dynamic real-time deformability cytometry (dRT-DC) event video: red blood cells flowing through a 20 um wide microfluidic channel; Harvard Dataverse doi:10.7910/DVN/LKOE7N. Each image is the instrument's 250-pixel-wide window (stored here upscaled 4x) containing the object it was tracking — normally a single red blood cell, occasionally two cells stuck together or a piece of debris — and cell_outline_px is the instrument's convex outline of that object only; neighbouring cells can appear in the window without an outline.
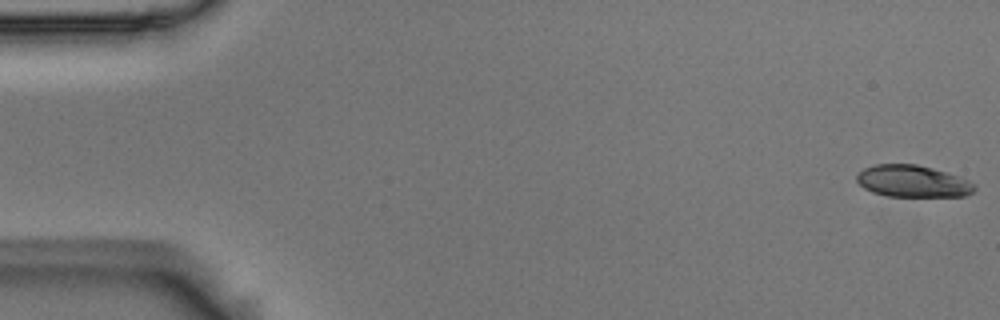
{"species": "Egyptian fruit bat (a non-hibernating species)", "species_latin": "Rousettus aegyptiacus", "temperature_condition": "room temperature", "stored_images_in_passage": 10, "camera_frame_rate_fps": 3000, "um_per_image_px": 0.085, "animal": {"sex": "male"}, "frame": {"image": 1, "passage_image": 1, "time_ms": 0.0, "image_size_px": [1000, 320], "cell_outline_px": [[976, 188], [972, 192], [964, 196], [888, 196], [872, 192], [864, 188], [856, 180], [856, 176], [864, 168], [876, 164], [916, 164], [932, 168], [968, 180], [976, 184]], "centroid_in_image_um": [77.56, 15.41], "position_along_channel_um": 7.4, "area_um2": 21.68}}
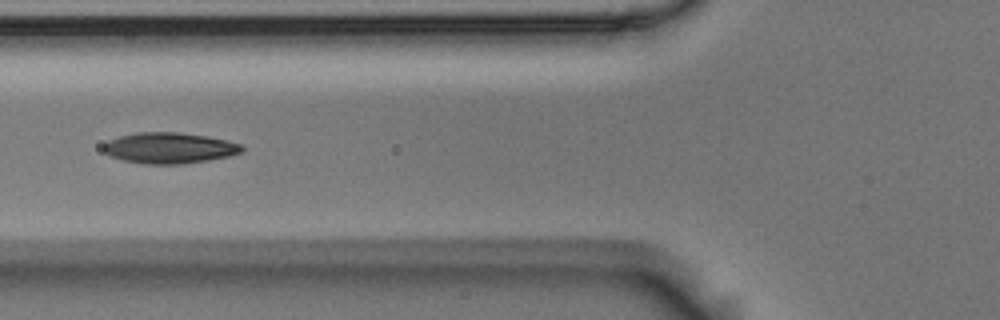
{"frame": {"image": 2, "passage_image": 6, "time_ms": 1.667, "image_size_px": [1000, 320], "cell_outline_px": [[244, 152], [228, 156], [208, 160], [180, 164], [144, 164], [124, 160], [108, 156], [104, 152], [104, 144], [108, 140], [120, 136], [136, 132], [180, 132], [208, 136], [240, 144], [244, 148]], "centroid_in_image_um": [14.38, 12.57], "position_along_channel_um": 111.4, "area_um2": 24.97}}
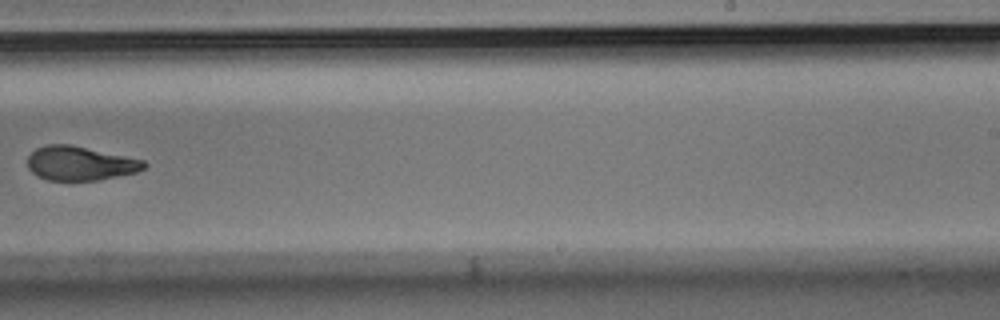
{"frame": {"image": 3, "passage_image": 10, "time_ms": 3.0, "image_size_px": [1000, 320], "cell_outline_px": [[148, 164], [144, 168], [136, 172], [96, 180], [48, 180], [36, 176], [28, 168], [28, 156], [36, 148], [48, 144], [68, 144], [144, 160]], "centroid_in_image_um": [6.78, 13.88], "position_along_channel_um": 282.2, "area_um2": 22.89}}